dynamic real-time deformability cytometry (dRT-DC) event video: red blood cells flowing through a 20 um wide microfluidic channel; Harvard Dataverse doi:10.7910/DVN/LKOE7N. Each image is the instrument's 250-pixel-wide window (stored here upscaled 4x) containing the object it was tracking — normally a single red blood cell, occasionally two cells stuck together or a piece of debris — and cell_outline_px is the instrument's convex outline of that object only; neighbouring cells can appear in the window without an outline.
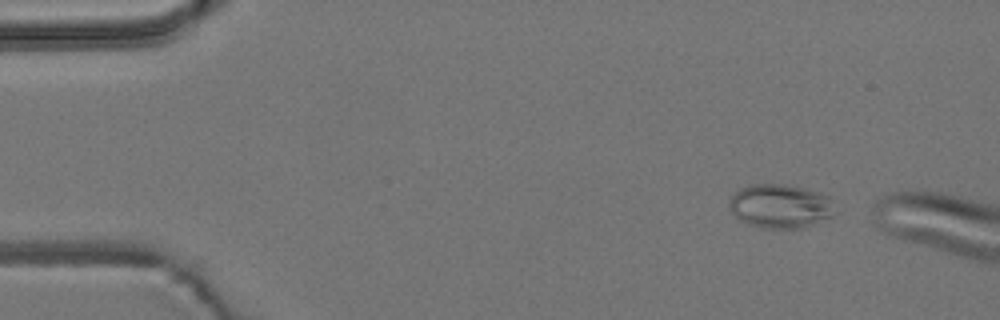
{"species": "common noctule bat (a hibernating species)", "species_latin": "Nyctalus noctula", "temperature_condition": "room temperature", "stored_images_in_passage": 2, "camera_frame_rate_fps": 3000, "um_per_image_px": 0.085, "animal": {"sex": "male", "body_mass_g": 19.2, "forearm_length_mm": 51.8}, "frame": {"image": 1, "passage_image": 1, "time_ms": 0.0, "image_size_px": [1000, 320], "cell_outline_px": [[836, 212], [832, 216], [800, 228], [760, 228], [748, 224], [740, 220], [732, 212], [728, 204], [728, 200], [740, 188], [748, 184], [784, 184], [808, 188], [820, 192], [828, 196]], "centroid_in_image_um": [66.3, 17.5], "position_along_channel_um": 18.7, "area_um2": 27.17}}